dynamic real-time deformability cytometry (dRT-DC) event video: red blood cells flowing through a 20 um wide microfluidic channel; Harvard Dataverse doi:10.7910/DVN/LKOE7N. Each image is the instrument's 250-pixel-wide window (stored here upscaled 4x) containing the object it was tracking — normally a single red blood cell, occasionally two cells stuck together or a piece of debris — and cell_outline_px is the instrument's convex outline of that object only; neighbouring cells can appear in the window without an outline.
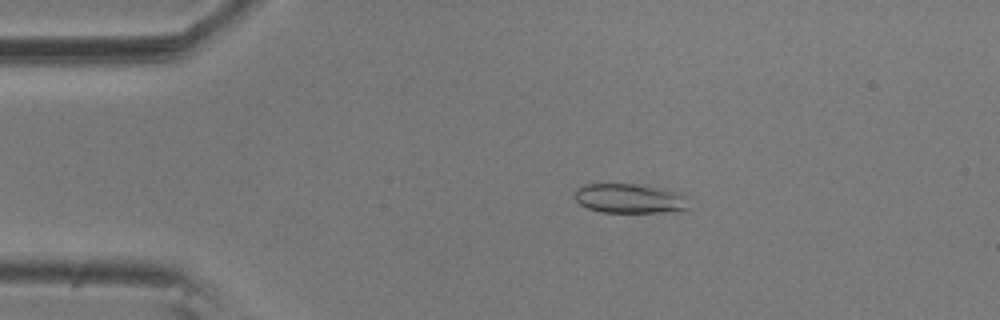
{"species": "common noctule bat (a hibernating species)", "species_latin": "Nyctalus noctula", "temperature_condition": "room temperature", "stored_images_in_passage": 10, "camera_frame_rate_fps": 3000, "um_per_image_px": 0.085, "animal": {"sex": "male", "body_mass_g": 20.5, "forearm_length_mm": 52.5}, "frame": {"image": 1, "passage_image": 2, "time_ms": 0.333, "image_size_px": [1000, 320], "cell_outline_px": [[692, 212], [600, 212], [588, 208], [580, 204], [576, 200], [576, 188], [584, 184], [636, 184], [664, 188], [680, 192], [688, 196], [692, 208]], "centroid_in_image_um": [53.7, 16.89], "position_along_channel_um": 31.3, "area_um2": 20.35}}
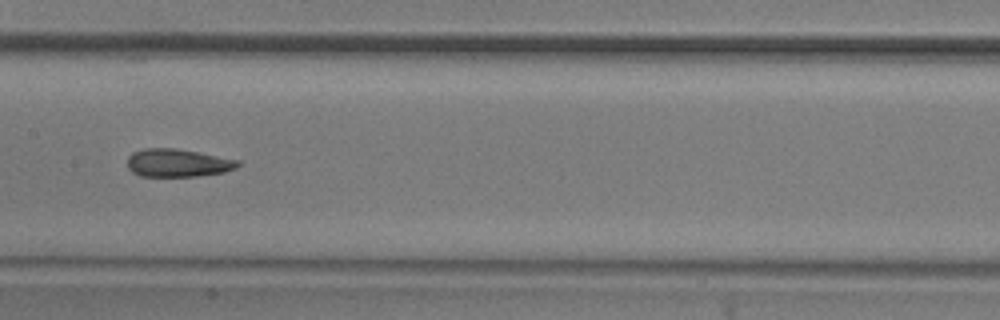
{"frame": {"image": 2, "passage_image": 7, "time_ms": 2.0, "image_size_px": [1000, 320], "cell_outline_px": [[240, 164], [236, 168], [224, 172], [196, 176], [140, 176], [132, 172], [128, 168], [128, 156], [132, 152], [144, 148], [176, 148], [200, 152], [240, 160]], "centroid_in_image_um": [15.11, 13.84], "position_along_channel_um": 192.3, "area_um2": 18.15}}
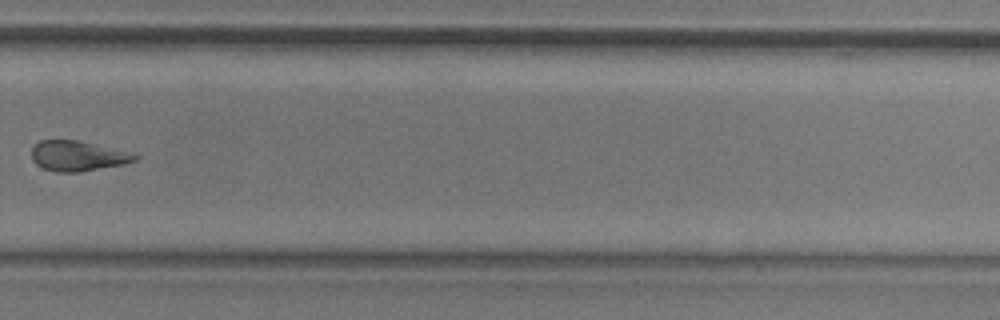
{"frame": {"image": 3, "passage_image": 10, "time_ms": 3.0, "image_size_px": [1000, 320], "cell_outline_px": [[140, 156], [136, 160], [124, 164], [80, 172], [56, 172], [44, 168], [36, 164], [32, 160], [32, 148], [40, 140], [80, 140]], "centroid_in_image_um": [6.56, 13.26], "position_along_channel_um": 323.2, "area_um2": 17.92}}